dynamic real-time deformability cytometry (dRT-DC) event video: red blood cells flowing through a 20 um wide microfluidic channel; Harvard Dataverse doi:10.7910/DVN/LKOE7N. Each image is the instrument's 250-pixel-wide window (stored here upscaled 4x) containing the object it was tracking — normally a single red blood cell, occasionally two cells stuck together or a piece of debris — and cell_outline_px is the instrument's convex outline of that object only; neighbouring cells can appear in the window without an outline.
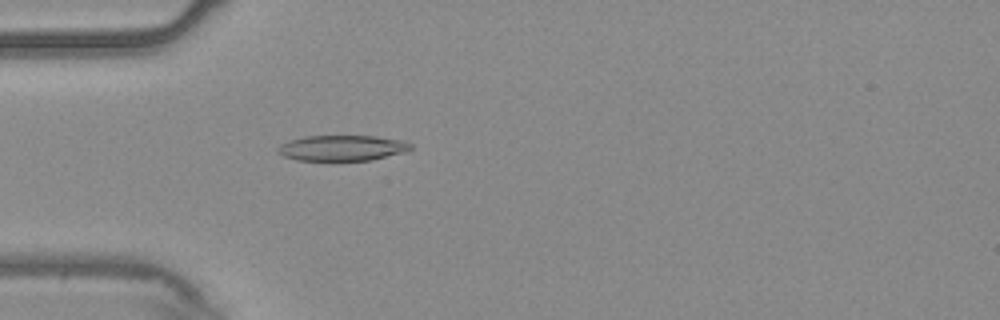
{"species": "common noctule bat (a hibernating species)", "species_latin": "Nyctalus noctula", "temperature_condition": "warm", "stored_images_in_passage": 54, "camera_frame_rate_fps": 3000, "um_per_image_px": 0.085, "animal": {"sex": "male", "body_mass_g": 20.4}, "frame": {"image": 1, "passage_image": 16, "time_ms": 5.0, "image_size_px": [1000, 320], "cell_outline_px": [[412, 148], [404, 152], [372, 160], [296, 160], [284, 156], [276, 152], [276, 148], [280, 144], [288, 140], [304, 136], [376, 136], [404, 140], [412, 144]], "centroid_in_image_um": [29.06, 12.57], "position_along_channel_um": 55.9, "area_um2": 19.94}}
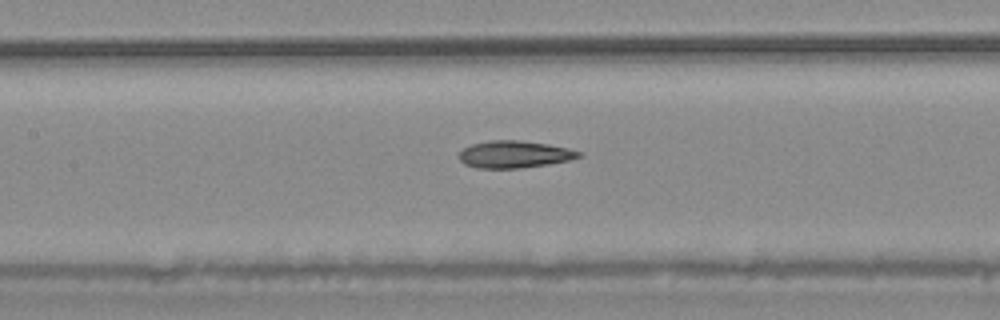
{"frame": {"image": 2, "passage_image": 25, "time_ms": 8.0, "image_size_px": [1000, 320], "cell_outline_px": [[580, 156], [568, 160], [548, 164], [520, 168], [476, 168], [464, 164], [460, 160], [460, 152], [464, 148], [472, 144], [492, 140], [520, 140], [548, 144], [568, 148], [580, 152]], "centroid_in_image_um": [43.7, 13.12], "position_along_channel_um": 163.7, "area_um2": 18.73}}
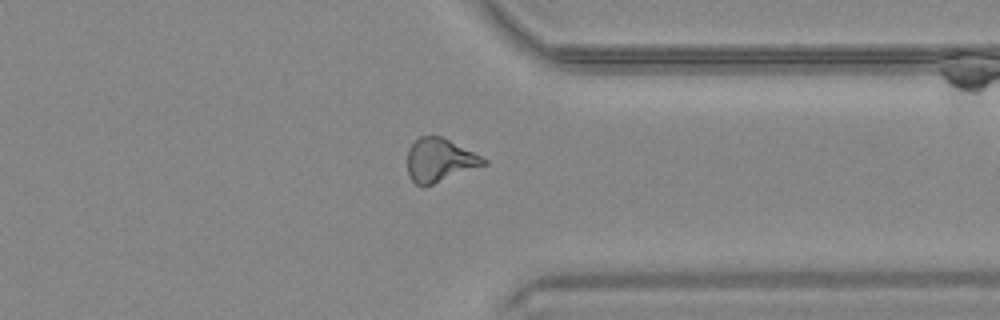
{"frame": {"image": 3, "passage_image": 42, "time_ms": 13.667, "image_size_px": [1000, 320], "cell_outline_px": [[488, 164], [432, 184], [416, 184], [408, 176], [408, 148], [420, 136], [440, 136], [488, 160]], "centroid_in_image_um": [37.36, 13.61], "position_along_channel_um": 374.0, "area_um2": 18.79}, "authors_computed_cell_mechanics": {"area_um2": 19.5364, "velocity_mm_per_s": 3.7559, "shape_relaxation_time_tau1_ms": null, "shape_relaxation_time_tau2_ms": 4.1703, "deformation_change_tau1": null, "deformation_change_tau2": 0.1333}}